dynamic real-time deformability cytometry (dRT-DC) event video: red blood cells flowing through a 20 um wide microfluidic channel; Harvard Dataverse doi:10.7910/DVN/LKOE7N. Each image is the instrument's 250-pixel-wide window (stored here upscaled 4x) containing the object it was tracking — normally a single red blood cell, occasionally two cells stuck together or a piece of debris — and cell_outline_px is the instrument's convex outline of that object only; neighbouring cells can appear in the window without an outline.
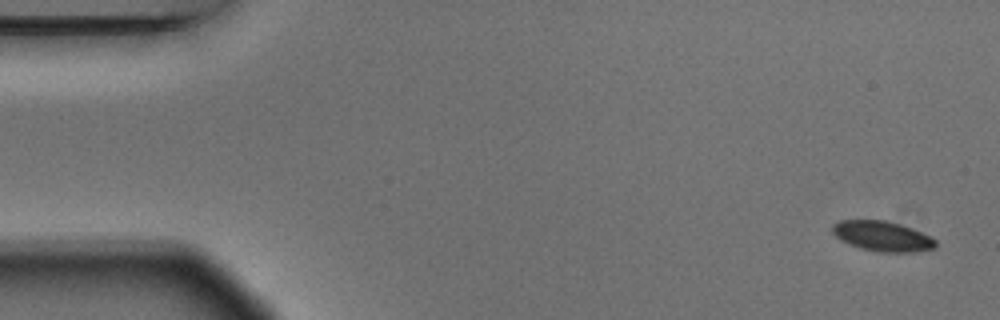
{"species": "Egyptian fruit bat (a non-hibernating species)", "species_latin": "Rousettus aegyptiacus", "temperature_condition": "warm", "stored_images_in_passage": 4, "camera_frame_rate_fps": 3000, "um_per_image_px": 0.085, "animal": {"sex": "male"}, "frame": {"image": 1, "passage_image": 1, "time_ms": 0.0, "image_size_px": [1000, 320], "cell_outline_px": [[936, 248], [916, 252], [876, 252], [860, 248], [840, 240], [832, 232], [832, 224], [840, 220], [888, 220], [900, 224], [932, 236], [936, 240]], "centroid_in_image_um": [75.02, 20.08], "position_along_channel_um": 10.0, "area_um2": 18.32}}
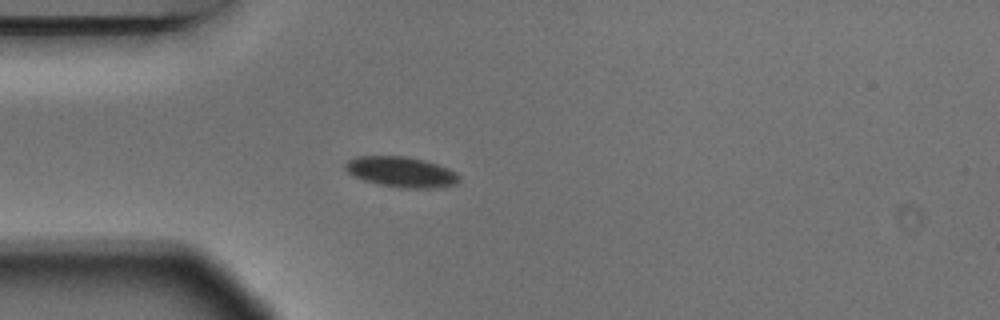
{"frame": {"image": 2, "passage_image": 4, "time_ms": 1.0, "image_size_px": [1000, 320], "cell_outline_px": [[460, 180], [456, 184], [440, 188], [400, 188], [376, 184], [352, 176], [344, 168], [344, 164], [348, 160], [356, 156], [404, 156], [424, 160], [448, 168], [456, 172], [460, 176]], "centroid_in_image_um": [34.1, 14.62], "position_along_channel_um": 50.9, "area_um2": 20.46}}